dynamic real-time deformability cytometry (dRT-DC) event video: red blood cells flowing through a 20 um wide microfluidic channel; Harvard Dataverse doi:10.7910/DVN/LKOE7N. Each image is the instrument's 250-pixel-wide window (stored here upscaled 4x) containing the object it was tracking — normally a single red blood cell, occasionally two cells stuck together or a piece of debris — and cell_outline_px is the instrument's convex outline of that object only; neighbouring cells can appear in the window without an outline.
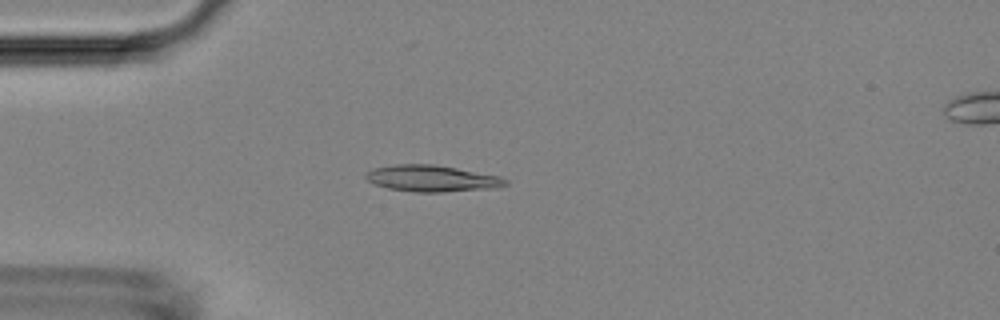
{"species": "Egyptian fruit bat (a non-hibernating species)", "species_latin": "Rousettus aegyptiacus", "temperature_condition": "room temperature", "stored_images_in_passage": 41, "camera_frame_rate_fps": 3000, "um_per_image_px": 0.085, "animal": {"sex": "female"}, "frame": {"image": 1, "passage_image": 14, "time_ms": 4.333, "image_size_px": [1000, 320], "cell_outline_px": [[508, 184], [500, 188], [444, 192], [412, 192], [388, 188], [372, 184], [364, 176], [364, 172], [372, 168], [396, 164], [432, 164], [456, 168], [500, 176], [508, 180]], "centroid_in_image_um": [36.7, 15.17], "position_along_channel_um": 48.3, "area_um2": 21.85}}
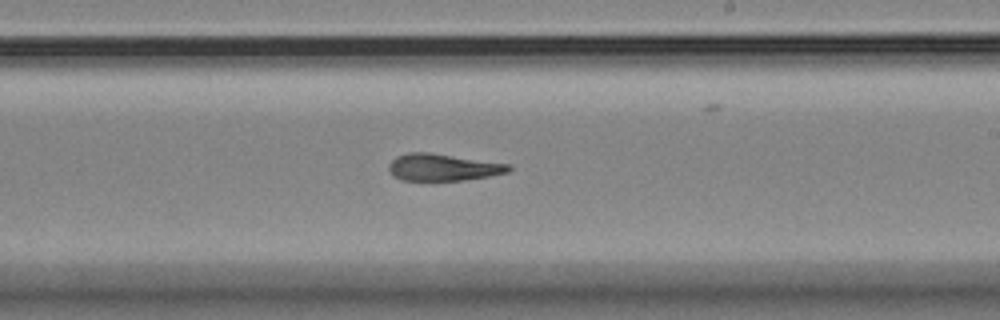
{"frame": {"image": 2, "passage_image": 31, "time_ms": 10.0, "image_size_px": [1000, 320], "cell_outline_px": [[512, 168], [508, 172], [488, 176], [464, 180], [400, 180], [392, 176], [388, 172], [388, 164], [396, 156], [408, 152], [428, 152], [512, 164]], "centroid_in_image_um": [37.62, 14.21], "position_along_channel_um": 251.4, "area_um2": 19.02}}
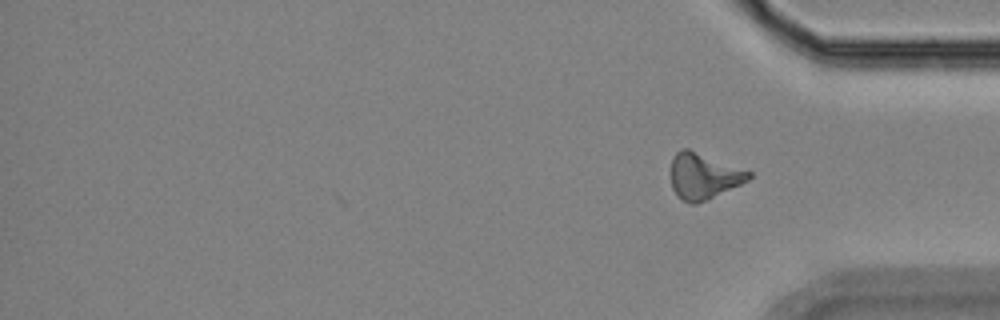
{"frame": {"image": 3, "passage_image": 41, "time_ms": 13.333, "image_size_px": [1000, 320], "cell_outline_px": [[752, 176], [748, 180], [708, 200], [696, 204], [692, 204], [684, 200], [672, 188], [672, 156], [680, 148], [688, 148], [752, 172]], "centroid_in_image_um": [59.81, 14.95], "position_along_channel_um": 375.4, "area_um2": 20.63}, "authors_computed_cell_mechanics": {"area_um2": 19.941, "velocity_mm_per_s": 3.8056, "shape_relaxation_time_tau1_ms": 4.5051, "shape_relaxation_time_tau2_ms": 3.1957, "deformation_change_tau1": 0.1572, "deformation_change_tau2": 0.1112}}